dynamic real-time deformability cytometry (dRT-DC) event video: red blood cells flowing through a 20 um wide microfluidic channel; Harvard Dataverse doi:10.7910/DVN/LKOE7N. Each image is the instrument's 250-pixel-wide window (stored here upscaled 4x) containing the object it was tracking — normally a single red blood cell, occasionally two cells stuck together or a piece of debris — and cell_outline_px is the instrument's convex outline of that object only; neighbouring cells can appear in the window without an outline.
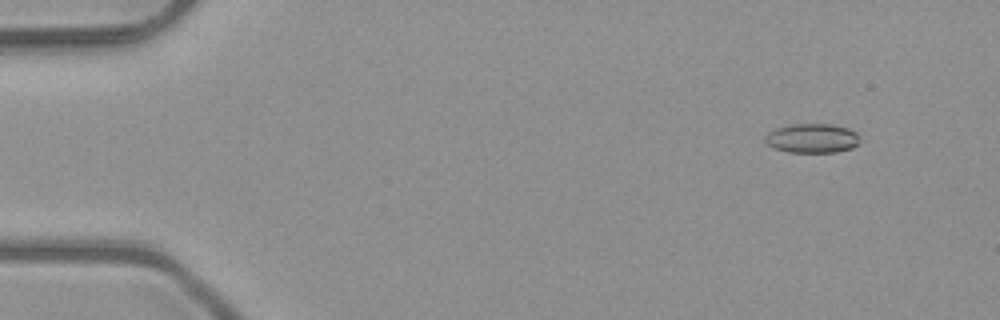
{"species": "common noctule bat (a hibernating species)", "species_latin": "Nyctalus noctula", "temperature_condition": "room temperature", "stored_images_in_passage": 3, "camera_frame_rate_fps": 3000, "um_per_image_px": 0.085, "animal": {"sex": "male", "body_mass_g": 23.1, "forearm_length_mm": 52.7}, "frame": {"image": 1, "passage_image": 1, "time_ms": 0.0, "image_size_px": [1000, 320], "cell_outline_px": [[860, 144], [852, 148], [836, 152], [788, 152], [772, 148], [764, 140], [764, 136], [768, 132], [776, 128], [792, 124], [828, 124], [848, 128], [856, 132], [860, 140]], "centroid_in_image_um": [69.03, 11.76], "position_along_channel_um": 16.0, "area_um2": 16.3}}